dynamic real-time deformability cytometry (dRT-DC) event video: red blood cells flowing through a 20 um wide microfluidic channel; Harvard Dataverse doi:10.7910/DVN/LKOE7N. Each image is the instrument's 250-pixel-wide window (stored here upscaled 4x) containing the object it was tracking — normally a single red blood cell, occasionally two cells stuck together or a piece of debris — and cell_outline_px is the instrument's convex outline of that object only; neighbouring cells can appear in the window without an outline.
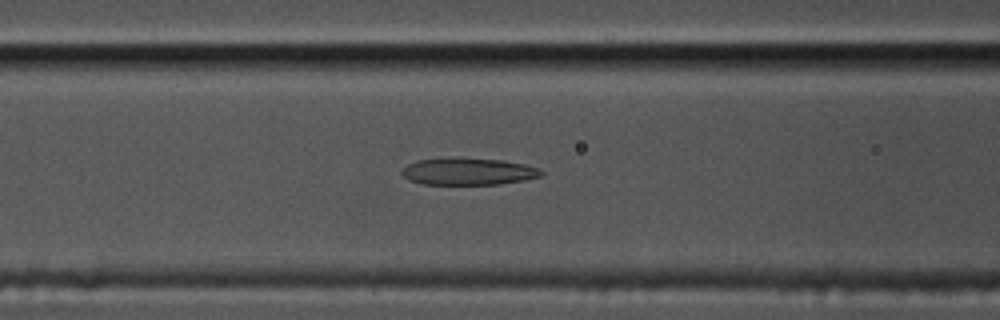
{"species": "common noctule bat (a hibernating species)", "species_latin": "Nyctalus noctula", "temperature_condition": "cold", "stored_images_in_passage": 56, "camera_frame_rate_fps": 3000, "um_per_image_px": 0.085, "animal": {"sex": "male", "body_mass_g": 17.5, "forearm_length_mm": 52.3}, "frame": {"image": 1, "passage_image": 22, "time_ms": 7.0, "image_size_px": [1000, 320], "cell_outline_px": [[544, 172], [540, 176], [524, 180], [500, 184], [424, 184], [408, 180], [400, 172], [408, 164], [416, 160], [456, 156], [504, 160], [524, 164], [540, 168]], "centroid_in_image_um": [39.79, 14.55], "position_along_channel_um": 126.8, "area_um2": 22.37}}
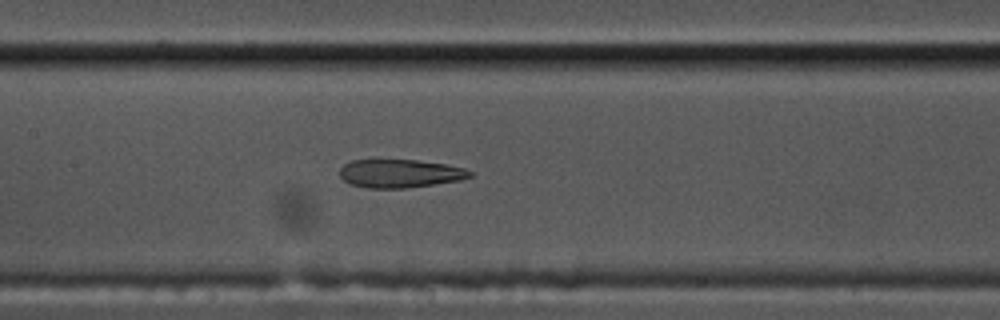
{"frame": {"image": 2, "passage_image": 26, "time_ms": 8.333, "image_size_px": [1000, 320], "cell_outline_px": [[472, 176], [460, 180], [404, 188], [368, 188], [348, 184], [340, 176], [340, 168], [344, 164], [352, 160], [416, 160], [444, 164], [464, 168], [472, 172]], "centroid_in_image_um": [33.96, 14.75], "position_along_channel_um": 173.4, "area_um2": 21.33}}
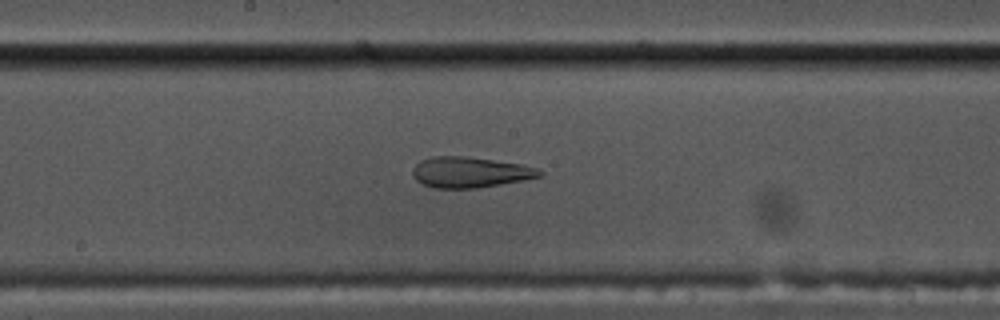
{"frame": {"image": 3, "passage_image": 29, "time_ms": 9.333, "image_size_px": [1000, 320], "cell_outline_px": [[544, 176], [500, 184], [476, 188], [436, 188], [424, 184], [416, 180], [412, 176], [412, 168], [420, 160], [432, 156], [464, 156], [520, 164], [536, 168], [544, 172]], "centroid_in_image_um": [39.93, 14.64], "position_along_channel_um": 208.3, "area_um2": 22.6}, "authors_computed_cell_mechanics": {"area_um2": 23.0911, "velocity_mm_per_s": 3.4936, "shape_relaxation_time_tau1_ms": null, "shape_relaxation_time_tau2_ms": 2.2175, "deformation_change_tau1": null, "deformation_change_tau2": 0.115}}